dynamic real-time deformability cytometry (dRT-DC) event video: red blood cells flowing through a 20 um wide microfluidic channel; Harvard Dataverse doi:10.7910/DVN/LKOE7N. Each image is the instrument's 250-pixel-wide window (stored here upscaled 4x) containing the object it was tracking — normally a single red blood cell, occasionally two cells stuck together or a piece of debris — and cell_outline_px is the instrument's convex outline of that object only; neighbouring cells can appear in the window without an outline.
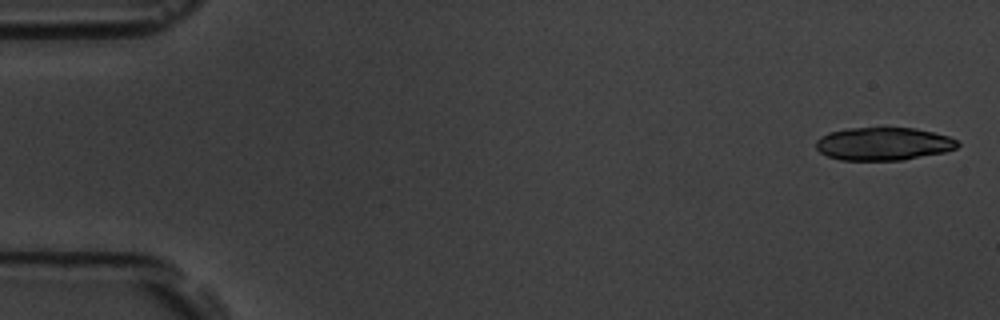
{"species": "common noctule bat (a hibernating species)", "species_latin": "Nyctalus noctula", "temperature_condition": "room temperature", "stored_images_in_passage": 6, "segment_of_instrument_passage": [1, 2], "camera_frame_rate_fps": 3000, "um_per_image_px": 0.085, "animal": {"sex": "male", "body_mass_g": 19.5, "forearm_length_mm": 54.6}, "frame": {"image": 1, "passage_image": 1, "time_ms": 0.0, "image_size_px": [1000, 320], "cell_outline_px": [[960, 144], [956, 148], [944, 152], [904, 160], [840, 160], [828, 156], [820, 152], [816, 148], [816, 140], [820, 136], [828, 132], [848, 128], [916, 128], [948, 136], [956, 140]], "centroid_in_image_um": [75.07, 12.23], "position_along_channel_um": 9.9, "area_um2": 27.22}}